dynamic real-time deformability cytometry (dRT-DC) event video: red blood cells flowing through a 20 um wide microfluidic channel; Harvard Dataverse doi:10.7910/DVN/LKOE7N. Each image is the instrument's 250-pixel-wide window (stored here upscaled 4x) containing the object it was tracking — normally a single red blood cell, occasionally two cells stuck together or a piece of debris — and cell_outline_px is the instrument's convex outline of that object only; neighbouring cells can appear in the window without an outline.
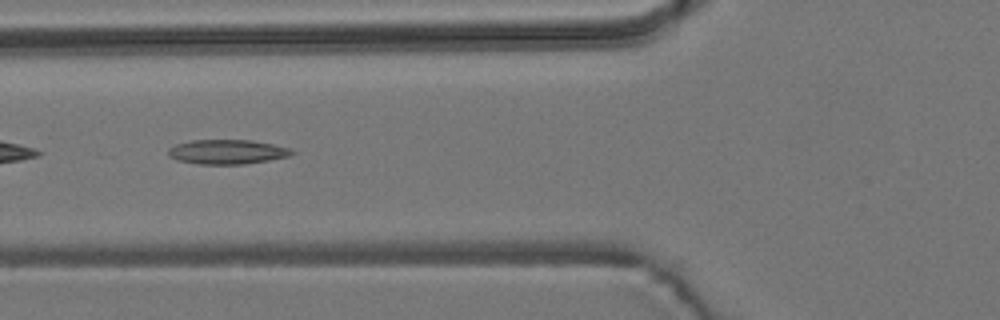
{"species": "common noctule bat (a hibernating species)", "species_latin": "Nyctalus noctula", "temperature_condition": "room temperature", "stored_images_in_passage": 41, "camera_frame_rate_fps": 3000, "um_per_image_px": 0.085, "animal": {"sex": "male", "body_mass_g": 19.2, "forearm_length_mm": 51.8}, "frame": {"image": 1, "passage_image": 5, "time_ms": 1.333, "image_size_px": [1000, 320], "cell_outline_px": [[296, 152], [288, 156], [268, 160], [244, 164], [196, 164], [176, 160], [168, 156], [168, 148], [176, 144], [192, 140], [252, 140], [292, 148]], "centroid_in_image_um": [19.29, 12.9], "position_along_channel_um": 106.5, "area_um2": 17.74}}
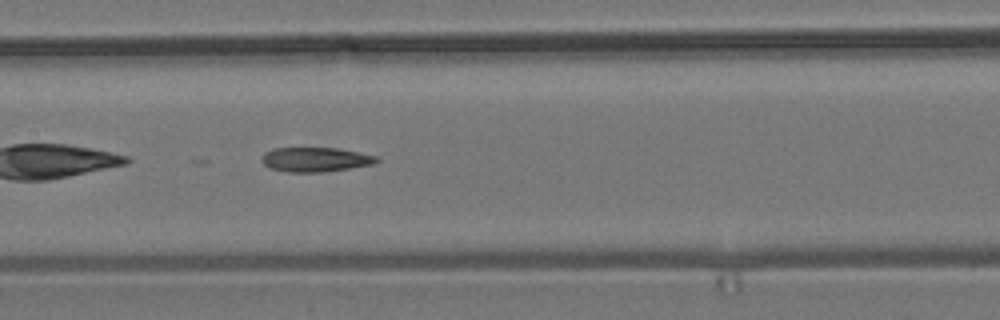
{"frame": {"image": 2, "passage_image": 11, "time_ms": 3.333, "image_size_px": [1000, 320], "cell_outline_px": [[380, 160], [372, 164], [348, 168], [320, 172], [288, 172], [268, 168], [260, 160], [264, 152], [272, 148], [336, 148], [360, 152], [376, 156]], "centroid_in_image_um": [26.75, 13.55], "position_along_channel_um": 180.6, "area_um2": 16.36}}
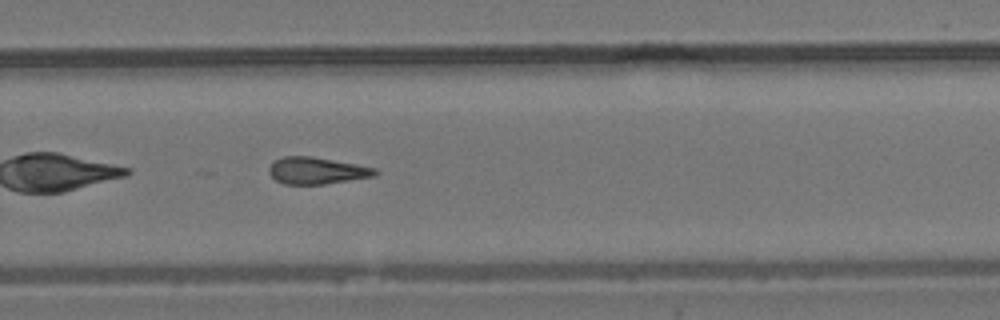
{"frame": {"image": 3, "passage_image": 21, "time_ms": 6.667, "image_size_px": [1000, 320], "cell_outline_px": [[380, 172], [376, 176], [324, 184], [284, 184], [276, 180], [268, 172], [268, 168], [276, 160], [284, 156], [312, 156], [356, 164], [376, 168]], "centroid_in_image_um": [26.96, 14.5], "position_along_channel_um": 302.8, "area_um2": 16.59}, "authors_computed_cell_mechanics": {"area_um2": 16.762, "velocity_mm_per_s": 3.6858, "shape_relaxation_time_tau1_ms": null, "shape_relaxation_time_tau2_ms": 5.3762, "deformation_change_tau1": null, "deformation_change_tau2": 0.1479}}